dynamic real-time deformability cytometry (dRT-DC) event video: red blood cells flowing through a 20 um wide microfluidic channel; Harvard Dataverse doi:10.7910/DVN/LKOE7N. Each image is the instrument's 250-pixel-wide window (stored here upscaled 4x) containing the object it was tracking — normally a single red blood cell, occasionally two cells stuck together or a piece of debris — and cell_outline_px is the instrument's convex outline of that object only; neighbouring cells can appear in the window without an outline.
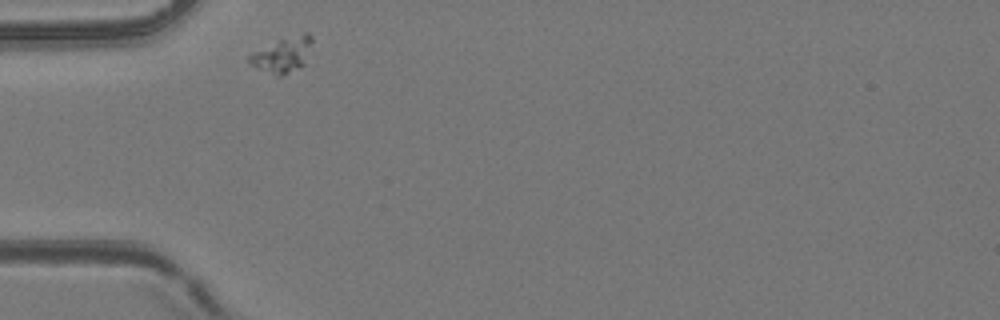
{"species": "common noctule bat (a hibernating species)", "species_latin": "Nyctalus noctula", "temperature_condition": "room temperature", "stored_images_in_passage": 31, "camera_frame_rate_fps": 3000, "um_per_image_px": 0.085, "animal": {"sex": "female", "body_mass_g": 24.6, "forearm_length_mm": 56.2}, "frame": {"image": 1, "passage_image": 1, "time_ms": 0.0, "image_size_px": [1000, 320], "cell_outline_px": [[312, 44], [304, 64], [300, 68], [280, 76], [276, 76], [256, 68], [248, 60], [248, 56], [252, 52], [280, 40], [304, 32], [308, 32], [312, 36]], "centroid_in_image_um": [24.04, 4.67], "position_along_channel_um": 61.0, "area_um2": 12.72}}
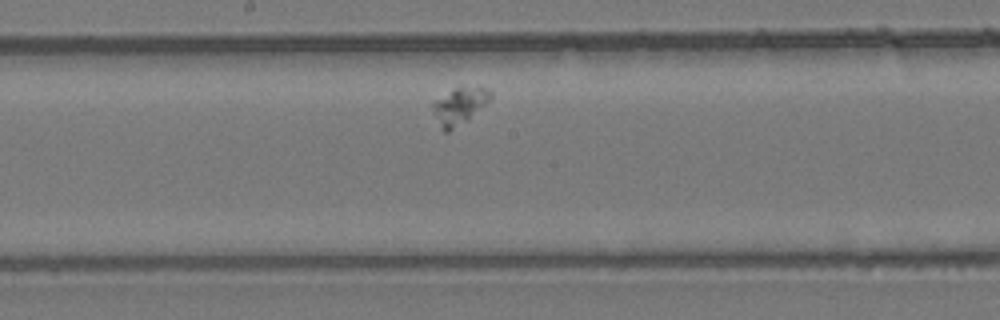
{"frame": {"image": 2, "passage_image": 14, "time_ms": 4.333, "image_size_px": [1000, 320], "cell_outline_px": [[492, 96], [468, 120], [448, 132], [444, 132], [440, 128], [432, 108], [432, 100], [460, 84], [488, 88], [492, 92]], "centroid_in_image_um": [39.02, 8.95], "position_along_channel_um": 209.2, "area_um2": 12.72}}
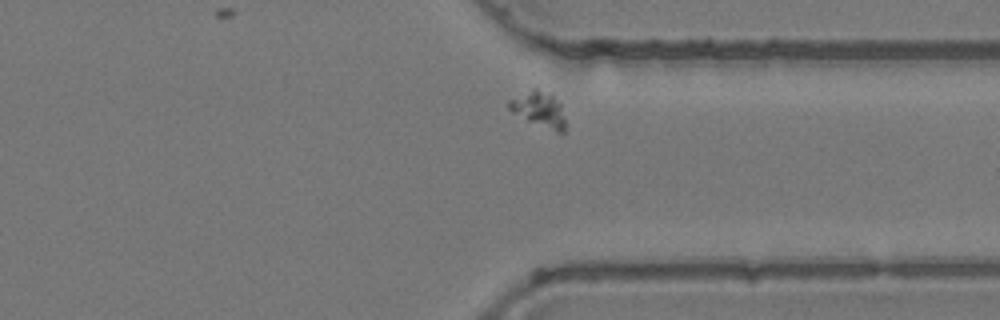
{"frame": {"image": 3, "passage_image": 27, "time_ms": 8.667, "image_size_px": [1000, 320], "cell_outline_px": [[564, 132], [556, 132], [528, 120], [512, 112], [508, 108], [508, 100], [532, 88], [536, 88], [552, 96], [560, 104], [564, 116]], "centroid_in_image_um": [45.79, 9.28], "position_along_channel_um": 365.6, "area_um2": 11.27}}